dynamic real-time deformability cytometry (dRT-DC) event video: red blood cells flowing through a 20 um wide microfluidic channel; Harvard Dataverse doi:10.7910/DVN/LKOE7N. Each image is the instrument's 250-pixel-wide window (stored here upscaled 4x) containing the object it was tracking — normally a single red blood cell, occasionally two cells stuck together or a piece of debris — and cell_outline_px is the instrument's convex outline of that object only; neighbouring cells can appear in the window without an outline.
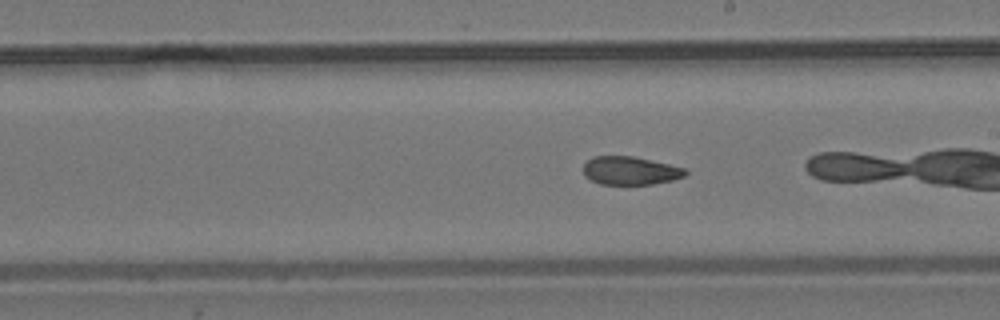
{"species": "common noctule bat (a hibernating species)", "species_latin": "Nyctalus noctula", "temperature_condition": "room temperature", "stored_images_in_passage": 39, "camera_frame_rate_fps": 3000, "um_per_image_px": 0.085, "animal": {"sex": "male", "body_mass_g": 19.2, "forearm_length_mm": 51.8}, "frame": {"image": 1, "passage_image": 28, "time_ms": 9.0, "image_size_px": [1000, 320], "cell_outline_px": [[688, 172], [684, 176], [672, 180], [652, 184], [600, 184], [584, 176], [584, 164], [592, 156], [632, 156], [668, 164], [684, 168]], "centroid_in_image_um": [53.55, 14.5], "position_along_channel_um": 235.5, "area_um2": 16.65}}